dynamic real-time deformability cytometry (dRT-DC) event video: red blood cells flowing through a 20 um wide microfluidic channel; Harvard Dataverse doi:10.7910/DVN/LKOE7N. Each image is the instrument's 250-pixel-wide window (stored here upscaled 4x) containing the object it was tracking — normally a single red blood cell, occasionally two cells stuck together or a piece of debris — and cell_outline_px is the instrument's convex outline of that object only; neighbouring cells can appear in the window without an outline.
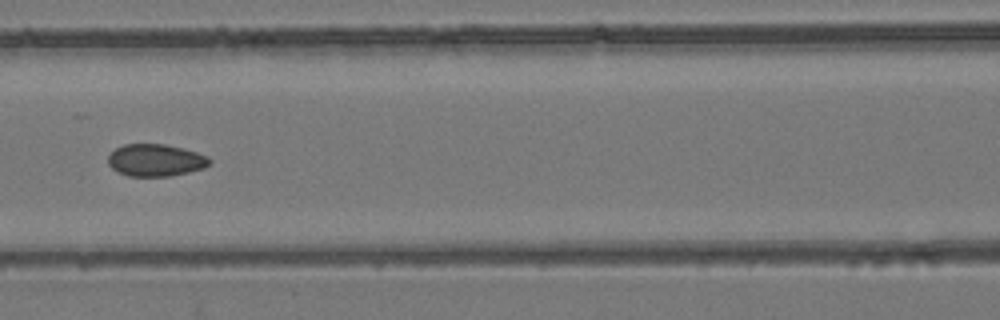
{"species": "common noctule bat (a hibernating species)", "species_latin": "Nyctalus noctula", "temperature_condition": "room temperature", "stored_images_in_passage": 6, "camera_frame_rate_fps": 3000, "um_per_image_px": 0.085, "animal": {"sex": "female", "body_mass_g": 24.6, "forearm_length_mm": 56.2}, "frame": {"image": 1, "passage_image": 6, "time_ms": 1.667, "image_size_px": [1000, 320], "cell_outline_px": [[212, 160], [204, 168], [172, 176], [128, 176], [112, 168], [108, 164], [108, 156], [116, 148], [124, 144], [164, 144], [184, 148], [208, 156]], "centroid_in_image_um": [13.24, 13.61], "position_along_channel_um": 153.4, "area_um2": 19.02}}